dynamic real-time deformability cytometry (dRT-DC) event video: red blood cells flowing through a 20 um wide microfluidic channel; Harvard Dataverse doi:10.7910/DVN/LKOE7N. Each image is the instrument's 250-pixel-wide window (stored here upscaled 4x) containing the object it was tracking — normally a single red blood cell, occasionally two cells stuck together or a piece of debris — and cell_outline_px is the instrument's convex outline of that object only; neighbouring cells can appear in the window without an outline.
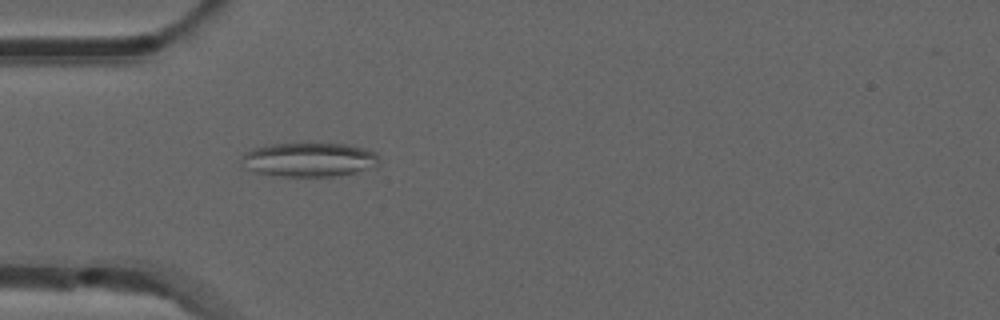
{"species": "common noctule bat (a hibernating species)", "species_latin": "Nyctalus noctula", "temperature_condition": "room temperature", "stored_images_in_passage": 41, "camera_frame_rate_fps": 3000, "um_per_image_px": 0.085, "animal": {"sex": "male", "forearm_length_mm": 52.5}, "frame": {"image": 1, "passage_image": 4, "time_ms": 1.0, "image_size_px": [1000, 320], "cell_outline_px": [[380, 164], [376, 168], [336, 176], [280, 176], [256, 172], [240, 168], [240, 156], [252, 148], [272, 144], [308, 140], [344, 144], [364, 148], [376, 152], [380, 160]], "centroid_in_image_um": [26.26, 13.53], "position_along_channel_um": 58.7, "area_um2": 28.78}}
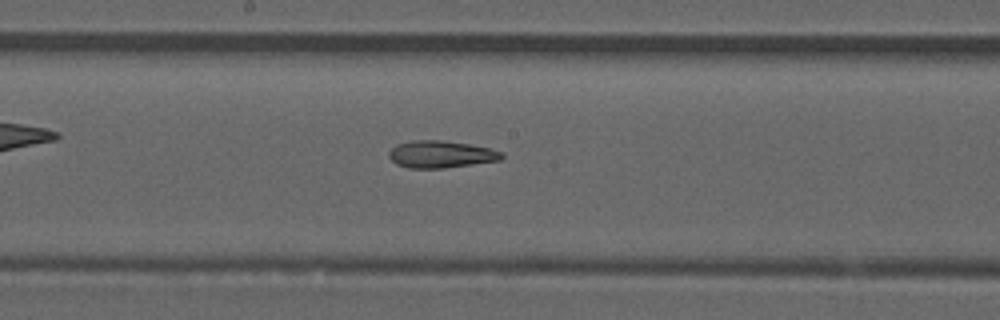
{"frame": {"image": 2, "passage_image": 16, "time_ms": 5.0, "image_size_px": [1000, 320], "cell_outline_px": [[504, 156], [500, 160], [444, 168], [408, 168], [396, 164], [388, 156], [388, 152], [396, 144], [412, 140], [444, 140], [468, 144], [488, 148], [500, 152]], "centroid_in_image_um": [37.42, 13.11], "position_along_channel_um": 210.8, "area_um2": 17.74}}
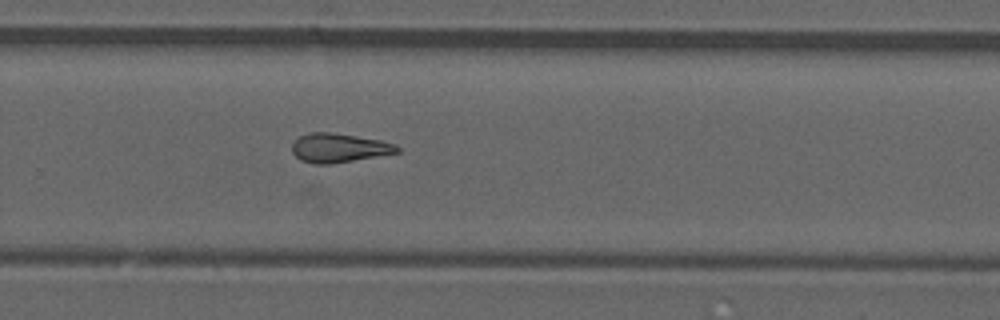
{"frame": {"image": 3, "passage_image": 23, "time_ms": 7.333, "image_size_px": [1000, 320], "cell_outline_px": [[400, 152], [328, 164], [312, 164], [300, 160], [292, 152], [292, 144], [300, 136], [308, 132], [332, 132], [380, 140], [396, 144], [400, 148]], "centroid_in_image_um": [28.79, 12.56], "position_along_channel_um": 301.0, "area_um2": 17.69}, "authors_computed_cell_mechanics": {"area_um2": 17.7446, "velocity_mm_per_s": 3.8922, "shape_relaxation_time_tau1_ms": null, "shape_relaxation_time_tau2_ms": 6.5732, "deformation_change_tau1": null, "deformation_change_tau2": 0.1741}}